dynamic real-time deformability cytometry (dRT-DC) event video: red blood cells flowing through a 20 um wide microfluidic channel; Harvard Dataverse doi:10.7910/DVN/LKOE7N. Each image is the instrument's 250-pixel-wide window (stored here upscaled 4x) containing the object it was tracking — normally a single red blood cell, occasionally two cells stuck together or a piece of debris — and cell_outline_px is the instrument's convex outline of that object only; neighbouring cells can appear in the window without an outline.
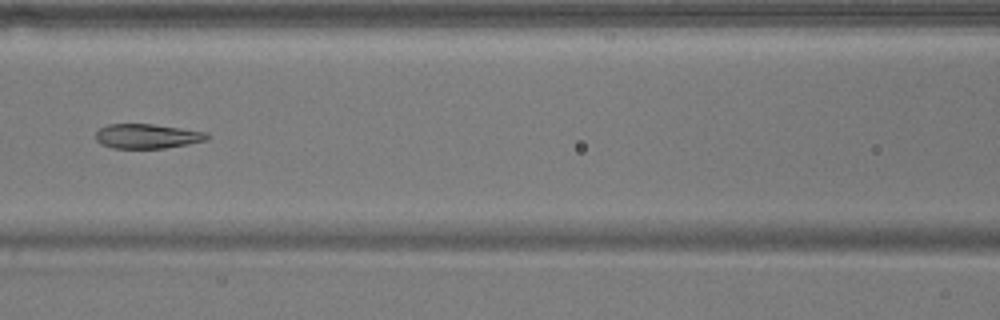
{"species": "common noctule bat (a hibernating species)", "species_latin": "Nyctalus noctula", "temperature_condition": "warm", "stored_images_in_passage": 5, "camera_frame_rate_fps": 3000, "um_per_image_px": 0.085, "animal": {"sex": "male", "body_mass_g": 17.9}, "frame": {"image": 1, "passage_image": 5, "time_ms": 4.667, "image_size_px": [1000, 320], "cell_outline_px": [[208, 140], [188, 144], [164, 148], [112, 148], [100, 144], [96, 140], [96, 132], [100, 128], [108, 124], [152, 124], [208, 132]], "centroid_in_image_um": [12.5, 11.58], "position_along_channel_um": 154.1, "area_um2": 15.95}}